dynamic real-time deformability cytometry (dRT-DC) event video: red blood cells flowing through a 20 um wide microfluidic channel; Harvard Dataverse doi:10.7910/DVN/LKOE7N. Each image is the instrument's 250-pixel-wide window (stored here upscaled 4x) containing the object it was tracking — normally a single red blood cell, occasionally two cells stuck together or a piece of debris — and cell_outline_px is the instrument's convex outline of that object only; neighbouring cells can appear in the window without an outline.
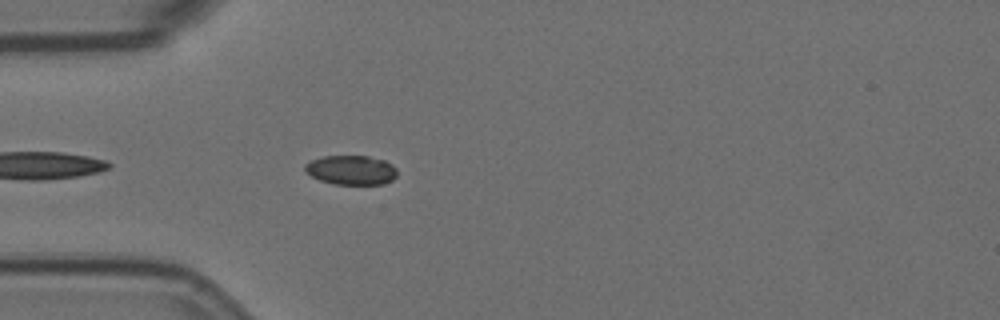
{"species": "Egyptian fruit bat (a non-hibernating species)", "species_latin": "Rousettus aegyptiacus", "temperature_condition": "room temperature", "stored_images_in_passage": 21, "camera_frame_rate_fps": 3000, "um_per_image_px": 0.085, "animal": {"sex": "female"}, "frame": {"image": 1, "passage_image": 4, "time_ms": 1.0, "image_size_px": [1000, 320], "cell_outline_px": [[396, 176], [392, 180], [384, 184], [332, 184], [320, 180], [304, 172], [304, 164], [312, 160], [324, 156], [368, 156], [384, 160], [392, 164], [396, 168]], "centroid_in_image_um": [29.84, 14.45], "position_along_channel_um": 55.2, "area_um2": 15.84}}
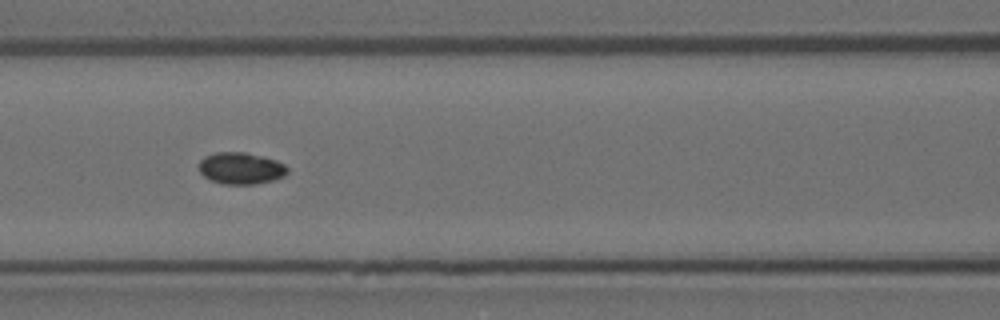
{"frame": {"image": 2, "passage_image": 12, "time_ms": 3.667, "image_size_px": [1000, 320], "cell_outline_px": [[288, 172], [284, 176], [272, 180], [256, 184], [224, 184], [212, 180], [204, 176], [200, 172], [200, 160], [204, 156], [216, 152], [244, 152], [264, 156], [276, 160], [284, 164], [288, 168]], "centroid_in_image_um": [20.49, 14.29], "position_along_channel_um": 146.1, "area_um2": 16.36}}
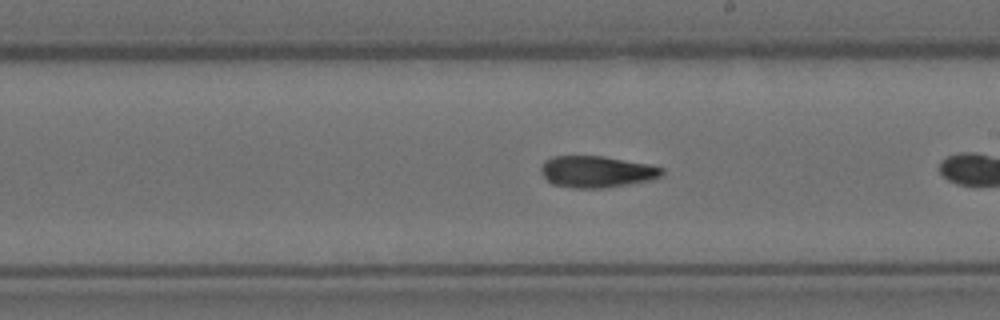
{"frame": {"image": 3, "passage_image": 17, "time_ms": 5.333, "image_size_px": [1000, 320], "cell_outline_px": [[664, 176], [648, 180], [628, 184], [604, 188], [572, 188], [552, 184], [540, 172], [540, 168], [544, 160], [552, 156], [604, 156], [648, 164], [664, 168]], "centroid_in_image_um": [50.71, 14.59], "position_along_channel_um": 238.3, "area_um2": 22.37}}